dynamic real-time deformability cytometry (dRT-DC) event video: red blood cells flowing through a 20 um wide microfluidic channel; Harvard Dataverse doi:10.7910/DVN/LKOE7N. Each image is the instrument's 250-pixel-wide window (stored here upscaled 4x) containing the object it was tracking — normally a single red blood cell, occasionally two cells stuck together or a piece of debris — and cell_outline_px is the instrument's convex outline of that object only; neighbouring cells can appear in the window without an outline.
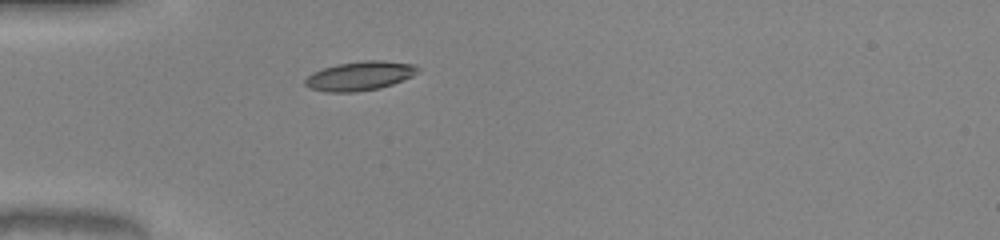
{"species": "common noctule bat (a hibernating species)", "species_latin": "Nyctalus noctula", "temperature_condition": "warm", "stored_images_in_passage": 36, "camera_frame_rate_fps": 3000, "um_per_image_px": 0.085, "animal": {"sex": "male", "body_mass_g": 20.0, "forearm_length_mm": 53.3}, "frame": {"image": 1, "passage_image": 1, "time_ms": 0.0, "image_size_px": [1000, 240], "cell_outline_px": [[420, 72], [412, 76], [392, 84], [380, 88], [356, 92], [328, 92], [308, 88], [304, 84], [304, 80], [312, 72], [336, 64], [364, 60], [380, 60], [416, 64], [420, 68]], "centroid_in_image_um": [30.6, 6.45], "position_along_channel_um": 54.4, "area_um2": 19.31}}
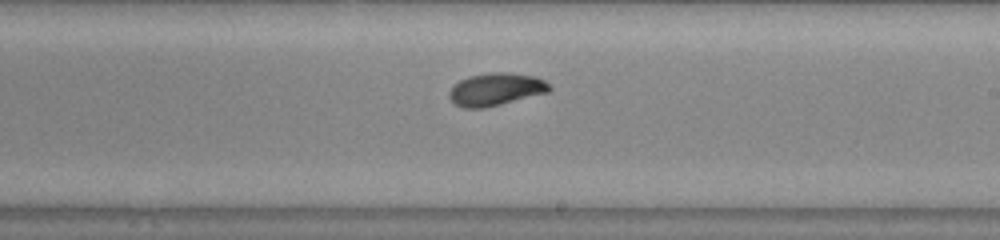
{"frame": {"image": 2, "passage_image": 16, "time_ms": 5.0, "image_size_px": [1000, 240], "cell_outline_px": [[552, 88], [548, 92], [484, 108], [464, 108], [456, 104], [448, 96], [448, 92], [460, 80], [468, 76], [496, 72], [504, 72], [532, 76], [544, 80]], "centroid_in_image_um": [42.13, 7.59], "position_along_channel_um": 246.9, "area_um2": 18.67}}
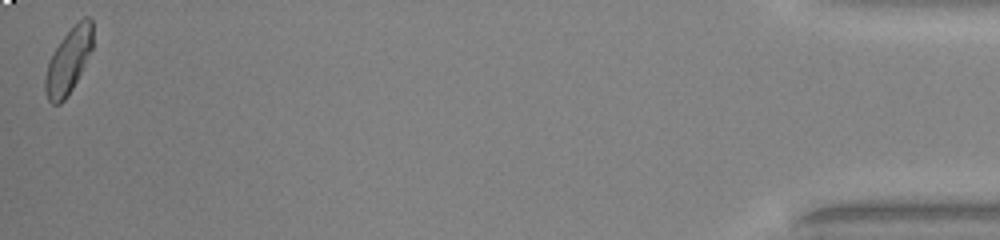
{"frame": {"image": 3, "passage_image": 36, "time_ms": 11.667, "image_size_px": [1000, 240], "cell_outline_px": [[92, 48], [72, 88], [64, 100], [60, 104], [52, 104], [48, 100], [44, 92], [44, 80], [48, 64], [52, 52], [60, 40], [84, 16], [88, 16], [92, 20]], "centroid_in_image_um": [5.79, 5.19], "position_along_channel_um": 429.4, "area_um2": 17.69}, "authors_computed_cell_mechanics": {"area_um2": 18.5827, "velocity_mm_per_s": 4.0792, "shape_relaxation_time_tau1_ms": 2.7538, "shape_relaxation_time_tau2_ms": 3.0767, "deformation_change_tau1": 0.1212, "deformation_change_tau2": 0.072}}